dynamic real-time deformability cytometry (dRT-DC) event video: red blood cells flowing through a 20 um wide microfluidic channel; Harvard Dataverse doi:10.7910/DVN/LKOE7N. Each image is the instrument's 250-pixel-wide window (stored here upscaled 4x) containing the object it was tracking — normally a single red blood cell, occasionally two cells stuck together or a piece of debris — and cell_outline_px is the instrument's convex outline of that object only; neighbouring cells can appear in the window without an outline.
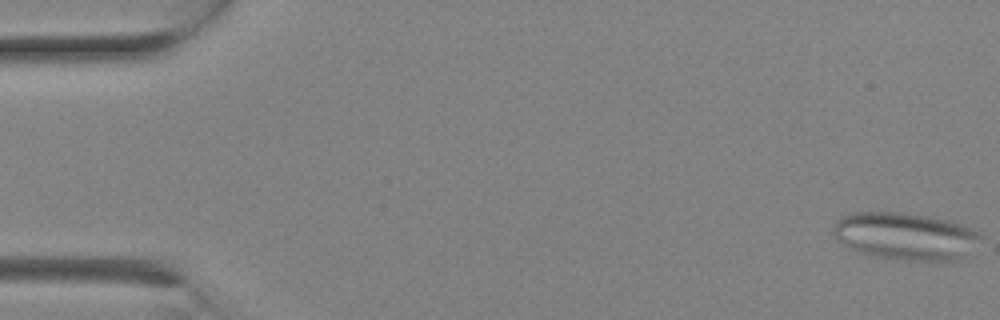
{"species": "Egyptian fruit bat (a non-hibernating species)", "species_latin": "Rousettus aegyptiacus", "temperature_condition": "room temperature", "stored_images_in_passage": 11, "camera_frame_rate_fps": 3000, "um_per_image_px": 0.085, "animal": {"sex": "female"}, "frame": {"image": 1, "passage_image": 1, "time_ms": 0.0, "image_size_px": [1000, 320], "cell_outline_px": [[980, 236], [956, 260], [908, 260], [880, 256], [860, 252], [848, 248], [836, 240], [832, 232], [832, 228], [836, 220], [840, 216], [852, 212], [900, 212], [932, 216], [948, 220], [972, 228], [980, 232]], "centroid_in_image_um": [76.83, 20.03], "position_along_channel_um": 8.2, "area_um2": 40.06}}
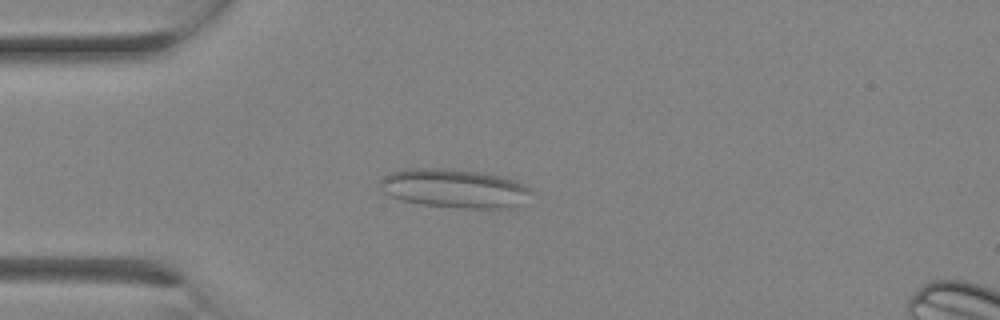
{"frame": {"image": 2, "passage_image": 7, "time_ms": 2.0, "image_size_px": [1000, 320], "cell_outline_px": [[536, 192], [516, 204], [504, 208], [460, 208], [420, 204], [404, 200], [392, 196], [384, 192], [376, 184], [384, 176], [392, 172], [404, 168], [452, 168], [480, 172], [500, 176], [524, 184], [532, 188]], "centroid_in_image_um": [38.59, 15.99], "position_along_channel_um": 46.4, "area_um2": 34.28}}